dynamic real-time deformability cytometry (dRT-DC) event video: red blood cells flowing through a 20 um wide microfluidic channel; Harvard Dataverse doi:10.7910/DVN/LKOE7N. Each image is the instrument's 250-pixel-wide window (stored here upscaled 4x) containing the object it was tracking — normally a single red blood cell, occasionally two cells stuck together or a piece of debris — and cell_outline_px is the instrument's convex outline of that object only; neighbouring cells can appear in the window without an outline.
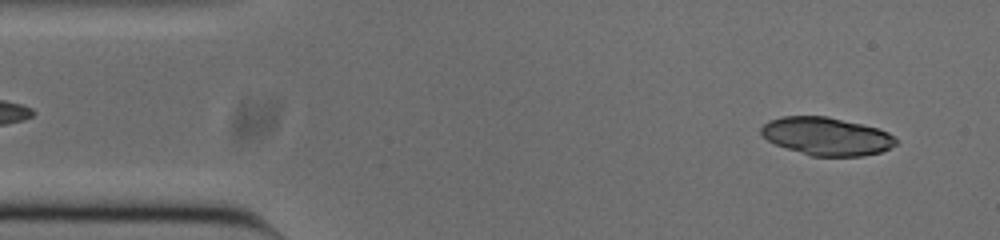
{"species": "common noctule bat (a hibernating species)", "species_latin": "Nyctalus noctula", "temperature_condition": "cold", "stored_images_in_passage": 51, "camera_frame_rate_fps": 3000, "um_per_image_px": 0.085, "animal": {"sex": "male", "body_mass_g": 20.0, "forearm_length_mm": 53.3}, "frame": {"image": 1, "passage_image": 3, "time_ms": 0.667, "image_size_px": [1000, 240], "cell_outline_px": [[896, 144], [880, 152], [864, 156], [812, 156], [776, 144], [768, 140], [760, 132], [760, 128], [768, 120], [784, 116], [828, 116], [876, 128], [888, 132], [896, 140]], "centroid_in_image_um": [70.24, 11.58], "position_along_channel_um": 14.8, "area_um2": 29.48}}